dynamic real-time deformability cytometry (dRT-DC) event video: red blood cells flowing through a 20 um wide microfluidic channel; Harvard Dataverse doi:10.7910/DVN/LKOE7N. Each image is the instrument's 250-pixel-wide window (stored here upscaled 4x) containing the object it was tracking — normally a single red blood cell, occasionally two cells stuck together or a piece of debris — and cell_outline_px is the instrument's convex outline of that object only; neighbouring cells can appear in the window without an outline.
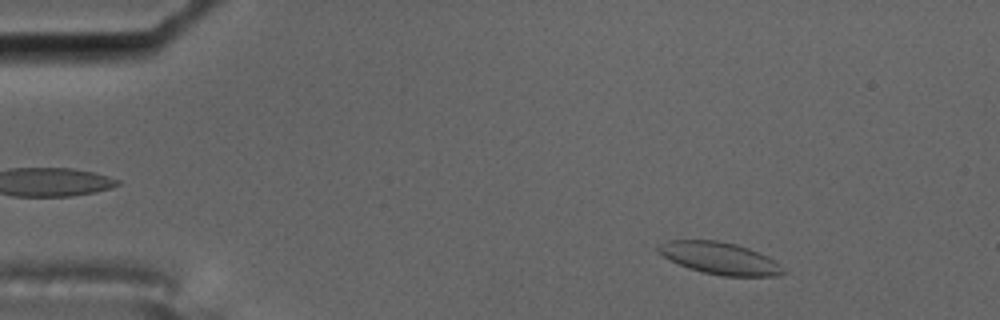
{"species": "common noctule bat (a hibernating species)", "species_latin": "Nyctalus noctula", "temperature_condition": "cold", "stored_images_in_passage": 4, "camera_frame_rate_fps": 3000, "um_per_image_px": 0.085, "animal": {"sex": "male", "body_mass_g": 17.5, "forearm_length_mm": 52.3}, "frame": {"image": 1, "passage_image": 1, "time_ms": 0.0, "image_size_px": [1000, 320], "cell_outline_px": [[788, 272], [776, 276], [724, 276], [704, 272], [680, 264], [656, 252], [656, 248], [668, 240], [716, 240], [736, 244], [748, 248], [768, 256], [780, 264]], "centroid_in_image_um": [61.23, 21.95], "position_along_channel_um": 23.8, "area_um2": 23.12}}